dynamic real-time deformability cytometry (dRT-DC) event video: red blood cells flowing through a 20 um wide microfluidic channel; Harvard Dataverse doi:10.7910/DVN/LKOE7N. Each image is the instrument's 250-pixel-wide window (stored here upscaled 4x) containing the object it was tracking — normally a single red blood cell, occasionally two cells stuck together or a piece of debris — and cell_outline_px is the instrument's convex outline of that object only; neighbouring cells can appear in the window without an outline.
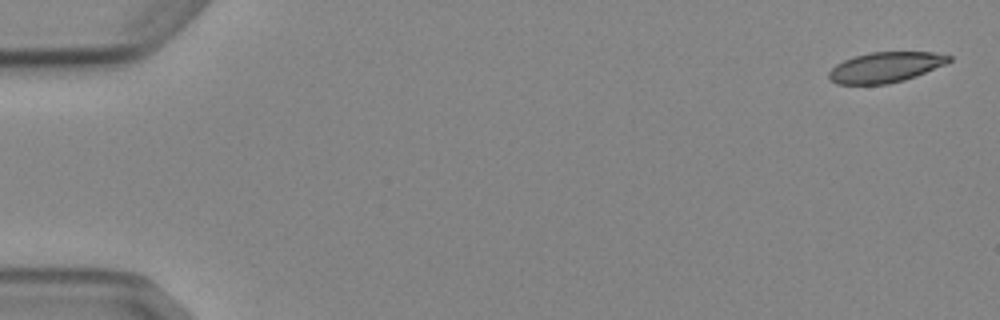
{"species": "Egyptian fruit bat (a non-hibernating species)", "species_latin": "Rousettus aegyptiacus", "temperature_condition": "cold", "stored_images_in_passage": 6, "segment_of_instrument_passage": [1, 2], "camera_frame_rate_fps": 3000, "um_per_image_px": 0.085, "animal": {"sex": "female"}, "frame": {"image": 1, "passage_image": 1, "time_ms": 0.0, "image_size_px": [1000, 320], "cell_outline_px": [[952, 60], [944, 64], [916, 76], [904, 80], [888, 84], [836, 84], [828, 76], [828, 72], [836, 64], [844, 60], [856, 56], [872, 52], [932, 52], [952, 56]], "centroid_in_image_um": [75.26, 5.72], "position_along_channel_um": 9.7, "area_um2": 21.04}}
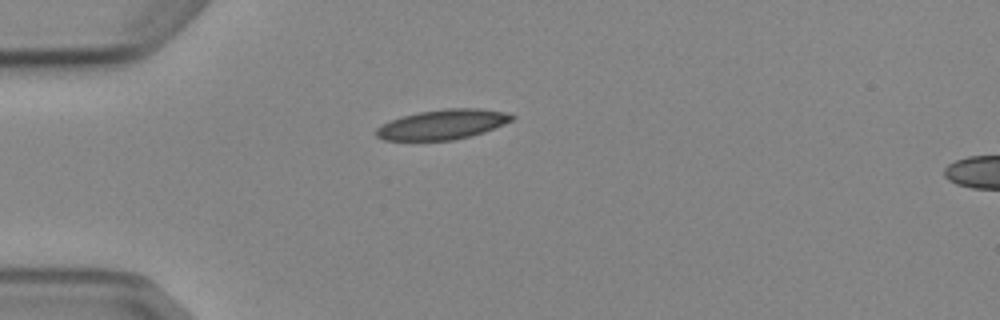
{"frame": {"image": 2, "passage_image": 5, "time_ms": 4.333, "image_size_px": [1000, 320], "cell_outline_px": [[516, 116], [512, 120], [504, 124], [484, 132], [472, 136], [452, 140], [384, 140], [376, 136], [376, 128], [380, 124], [400, 116], [420, 112], [444, 108], [480, 108], [504, 112]], "centroid_in_image_um": [37.6, 10.57], "position_along_channel_um": 47.4, "area_um2": 23.7}}